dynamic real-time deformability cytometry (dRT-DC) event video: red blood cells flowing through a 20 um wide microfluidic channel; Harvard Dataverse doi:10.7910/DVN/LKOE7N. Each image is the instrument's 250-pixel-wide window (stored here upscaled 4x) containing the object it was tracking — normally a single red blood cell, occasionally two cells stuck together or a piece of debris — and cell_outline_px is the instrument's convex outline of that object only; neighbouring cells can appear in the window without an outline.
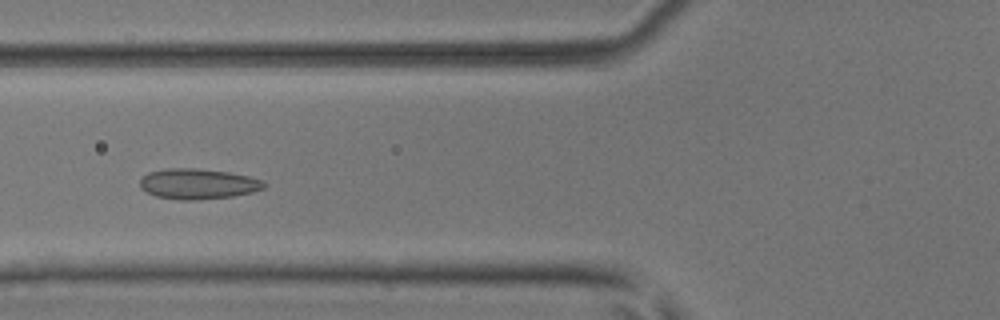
{"species": "common noctule bat (a hibernating species)", "species_latin": "Nyctalus noctula", "temperature_condition": "room temperature", "stored_images_in_passage": 53, "camera_frame_rate_fps": 3000, "um_per_image_px": 0.085, "animal": {"sex": "male", "body_mass_g": 17.9, "forearm_length_mm": 54.2}, "frame": {"image": 1, "passage_image": 21, "time_ms": 6.667, "image_size_px": [1000, 320], "cell_outline_px": [[268, 184], [264, 188], [252, 192], [232, 196], [196, 200], [180, 200], [156, 196], [140, 188], [140, 180], [148, 172], [164, 168], [196, 168], [228, 172], [248, 176], [264, 180]], "centroid_in_image_um": [16.84, 15.62], "position_along_channel_um": 109.0, "area_um2": 22.08}}
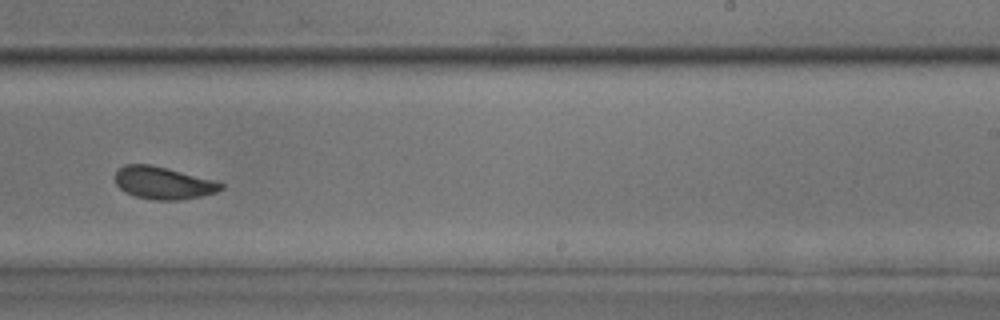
{"frame": {"image": 2, "passage_image": 34, "time_ms": 11.0, "image_size_px": [1000, 320], "cell_outline_px": [[224, 188], [216, 192], [200, 196], [180, 200], [156, 200], [136, 196], [124, 192], [116, 184], [116, 172], [124, 164], [152, 164], [212, 180], [224, 184]], "centroid_in_image_um": [13.85, 15.55], "position_along_channel_um": 275.1, "area_um2": 19.77}}
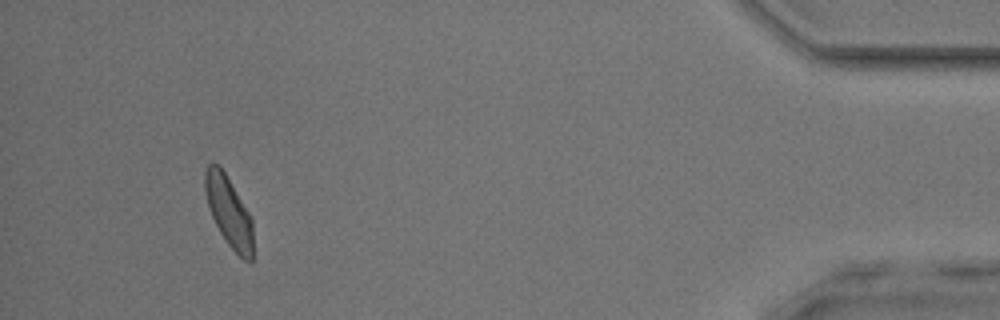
{"frame": {"image": 3, "passage_image": 50, "time_ms": 16.333, "image_size_px": [1000, 320], "cell_outline_px": [[252, 260], [244, 260], [228, 244], [220, 232], [212, 216], [208, 204], [204, 188], [204, 172], [208, 164], [216, 164], [224, 172], [252, 216]], "centroid_in_image_um": [19.45, 17.97], "position_along_channel_um": 415.8, "area_um2": 19.31}, "authors_computed_cell_mechanics": {"area_um2": 20.6346, "velocity_mm_per_s": 3.8543, "shape_relaxation_time_tau1_ms": null, "shape_relaxation_time_tau2_ms": 1.2748, "deformation_change_tau1": null, "deformation_change_tau2": 0.0618}}